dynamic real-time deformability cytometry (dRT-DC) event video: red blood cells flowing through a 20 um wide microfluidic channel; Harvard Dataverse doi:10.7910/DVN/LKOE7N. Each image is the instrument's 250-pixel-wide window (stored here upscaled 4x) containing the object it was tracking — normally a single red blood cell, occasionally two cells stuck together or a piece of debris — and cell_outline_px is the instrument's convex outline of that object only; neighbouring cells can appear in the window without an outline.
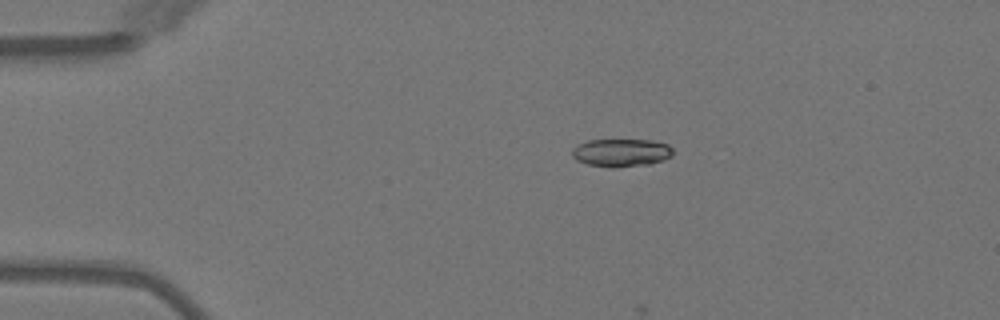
{"species": "Egyptian fruit bat (a non-hibernating species)", "species_latin": "Rousettus aegyptiacus", "temperature_condition": "warm", "stored_images_in_passage": 2, "camera_frame_rate_fps": 3000, "um_per_image_px": 0.085, "animal": {"sex": "female"}, "frame": {"image": 1, "passage_image": 1, "time_ms": 0.0, "image_size_px": [1000, 320], "cell_outline_px": [[672, 156], [664, 160], [648, 164], [612, 168], [608, 168], [588, 164], [576, 160], [572, 156], [572, 148], [588, 140], [652, 140], [668, 144], [672, 148]], "centroid_in_image_um": [52.81, 12.98], "position_along_channel_um": 32.2, "area_um2": 16.47}}